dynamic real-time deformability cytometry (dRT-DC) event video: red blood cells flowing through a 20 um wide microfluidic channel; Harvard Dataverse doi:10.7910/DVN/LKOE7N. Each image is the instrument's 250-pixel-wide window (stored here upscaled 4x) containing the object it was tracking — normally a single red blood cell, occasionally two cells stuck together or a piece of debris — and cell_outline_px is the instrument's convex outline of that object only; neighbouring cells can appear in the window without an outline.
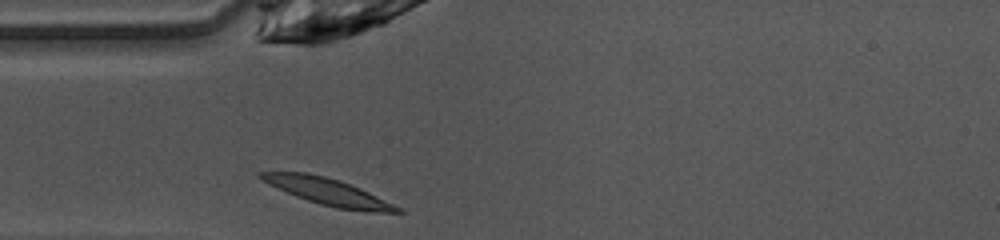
{"species": "common noctule bat (a hibernating species)", "species_latin": "Nyctalus noctula", "temperature_condition": "warm", "stored_images_in_passage": 26, "camera_frame_rate_fps": 3000, "um_per_image_px": 0.085, "animal": {"sex": "female", "body_mass_g": 10.0, "forearm_length_mm": 53.1}, "frame": {"image": 1, "passage_image": 1, "time_ms": 0.0, "image_size_px": [1000, 240], "cell_outline_px": [[404, 212], [376, 212], [336, 208], [320, 204], [296, 196], [268, 184], [256, 176], [256, 172], [308, 172], [324, 176], [360, 188], [400, 208]], "centroid_in_image_um": [27.79, 16.28], "position_along_channel_um": 57.2, "area_um2": 20.75}}
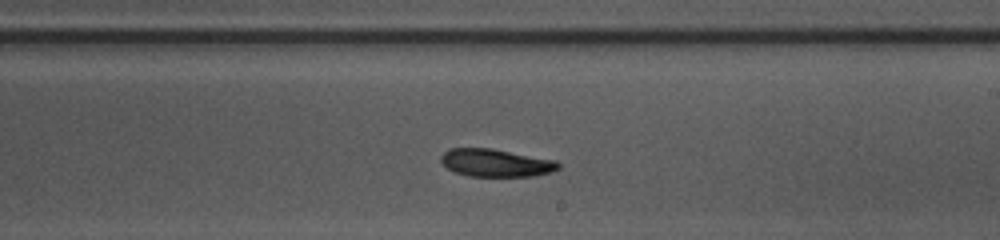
{"frame": {"image": 2, "passage_image": 15, "time_ms": 4.667, "image_size_px": [1000, 240], "cell_outline_px": [[560, 168], [552, 172], [532, 176], [468, 176], [456, 172], [448, 168], [440, 160], [440, 156], [448, 148], [492, 148], [556, 160], [560, 164]], "centroid_in_image_um": [42.16, 13.83], "position_along_channel_um": 246.8, "area_um2": 19.02}}
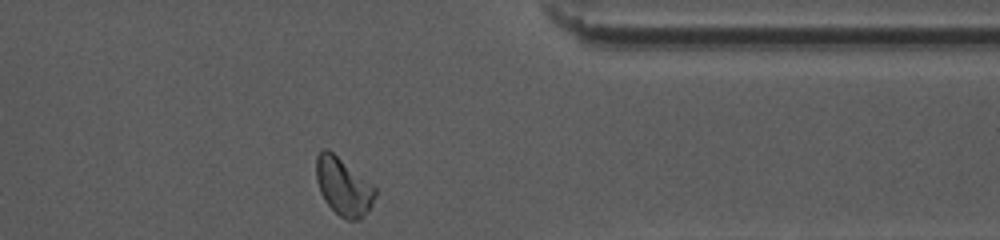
{"frame": {"image": 3, "passage_image": 26, "time_ms": 8.333, "image_size_px": [1000, 240], "cell_outline_px": [[376, 196], [372, 204], [360, 220], [348, 220], [340, 216], [324, 200], [320, 192], [316, 180], [316, 156], [324, 148], [328, 148], [372, 184], [376, 188]], "centroid_in_image_um": [29.18, 15.85], "position_along_channel_um": 382.2, "area_um2": 19.71}, "authors_computed_cell_mechanics": {"area_um2": 19.5653, "velocity_mm_per_s": 4.0689, "shape_relaxation_time_tau1_ms": 2.4834, "shape_relaxation_time_tau2_ms": null, "deformation_change_tau1": 0.1036, "deformation_change_tau2": null}}